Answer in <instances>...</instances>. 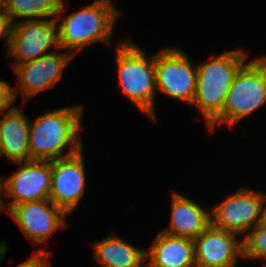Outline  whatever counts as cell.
I'll return each instance as SVG.
<instances>
[{"label":"cell","instance_id":"cell-17","mask_svg":"<svg viewBox=\"0 0 266 267\" xmlns=\"http://www.w3.org/2000/svg\"><path fill=\"white\" fill-rule=\"evenodd\" d=\"M94 260L101 267H146V250L112 232L91 243Z\"/></svg>","mask_w":266,"mask_h":267},{"label":"cell","instance_id":"cell-14","mask_svg":"<svg viewBox=\"0 0 266 267\" xmlns=\"http://www.w3.org/2000/svg\"><path fill=\"white\" fill-rule=\"evenodd\" d=\"M170 209L169 227L160 230L169 235L194 240L211 225L210 210L178 192H173Z\"/></svg>","mask_w":266,"mask_h":267},{"label":"cell","instance_id":"cell-13","mask_svg":"<svg viewBox=\"0 0 266 267\" xmlns=\"http://www.w3.org/2000/svg\"><path fill=\"white\" fill-rule=\"evenodd\" d=\"M238 234L210 225L194 242L196 267H237L243 257V239Z\"/></svg>","mask_w":266,"mask_h":267},{"label":"cell","instance_id":"cell-19","mask_svg":"<svg viewBox=\"0 0 266 267\" xmlns=\"http://www.w3.org/2000/svg\"><path fill=\"white\" fill-rule=\"evenodd\" d=\"M243 257L249 260H264L266 267V227L257 225L243 237Z\"/></svg>","mask_w":266,"mask_h":267},{"label":"cell","instance_id":"cell-10","mask_svg":"<svg viewBox=\"0 0 266 267\" xmlns=\"http://www.w3.org/2000/svg\"><path fill=\"white\" fill-rule=\"evenodd\" d=\"M61 50H52V53L13 68L18 81L17 89L12 87L14 100L18 97L16 90H19L23 104H26L32 97L57 85L74 57L68 51L60 53Z\"/></svg>","mask_w":266,"mask_h":267},{"label":"cell","instance_id":"cell-7","mask_svg":"<svg viewBox=\"0 0 266 267\" xmlns=\"http://www.w3.org/2000/svg\"><path fill=\"white\" fill-rule=\"evenodd\" d=\"M59 50L55 19L21 20L12 24L7 56L13 58L12 68L34 61Z\"/></svg>","mask_w":266,"mask_h":267},{"label":"cell","instance_id":"cell-24","mask_svg":"<svg viewBox=\"0 0 266 267\" xmlns=\"http://www.w3.org/2000/svg\"><path fill=\"white\" fill-rule=\"evenodd\" d=\"M3 200L4 199H3V196H2V192H0V212L5 210L4 209V205H3V203L5 202V200L4 201Z\"/></svg>","mask_w":266,"mask_h":267},{"label":"cell","instance_id":"cell-20","mask_svg":"<svg viewBox=\"0 0 266 267\" xmlns=\"http://www.w3.org/2000/svg\"><path fill=\"white\" fill-rule=\"evenodd\" d=\"M45 249L46 248L44 247L32 253V256L29 259L18 264L17 267H47L51 265L50 264L51 253ZM5 254L6 252L4 251L0 253V265L2 262L1 260L3 259Z\"/></svg>","mask_w":266,"mask_h":267},{"label":"cell","instance_id":"cell-15","mask_svg":"<svg viewBox=\"0 0 266 267\" xmlns=\"http://www.w3.org/2000/svg\"><path fill=\"white\" fill-rule=\"evenodd\" d=\"M2 156L13 164L31 160L29 117L15 105L0 114V157Z\"/></svg>","mask_w":266,"mask_h":267},{"label":"cell","instance_id":"cell-2","mask_svg":"<svg viewBox=\"0 0 266 267\" xmlns=\"http://www.w3.org/2000/svg\"><path fill=\"white\" fill-rule=\"evenodd\" d=\"M65 1L62 0L55 18L59 47L62 51L76 56L84 47L95 43L113 46L114 25L122 14L116 4L94 0L91 4L81 7L82 9L63 17L67 9Z\"/></svg>","mask_w":266,"mask_h":267},{"label":"cell","instance_id":"cell-26","mask_svg":"<svg viewBox=\"0 0 266 267\" xmlns=\"http://www.w3.org/2000/svg\"><path fill=\"white\" fill-rule=\"evenodd\" d=\"M4 0H0V7L3 6Z\"/></svg>","mask_w":266,"mask_h":267},{"label":"cell","instance_id":"cell-27","mask_svg":"<svg viewBox=\"0 0 266 267\" xmlns=\"http://www.w3.org/2000/svg\"><path fill=\"white\" fill-rule=\"evenodd\" d=\"M103 1H107V2L113 3V1H112V0H103Z\"/></svg>","mask_w":266,"mask_h":267},{"label":"cell","instance_id":"cell-6","mask_svg":"<svg viewBox=\"0 0 266 267\" xmlns=\"http://www.w3.org/2000/svg\"><path fill=\"white\" fill-rule=\"evenodd\" d=\"M189 59V55L177 47L169 46L155 53L157 94H164L188 105L193 104L197 66Z\"/></svg>","mask_w":266,"mask_h":267},{"label":"cell","instance_id":"cell-9","mask_svg":"<svg viewBox=\"0 0 266 267\" xmlns=\"http://www.w3.org/2000/svg\"><path fill=\"white\" fill-rule=\"evenodd\" d=\"M265 194L243 187L210 209L211 225L242 238L259 223Z\"/></svg>","mask_w":266,"mask_h":267},{"label":"cell","instance_id":"cell-16","mask_svg":"<svg viewBox=\"0 0 266 267\" xmlns=\"http://www.w3.org/2000/svg\"><path fill=\"white\" fill-rule=\"evenodd\" d=\"M147 249L146 267H196L192 239L160 231Z\"/></svg>","mask_w":266,"mask_h":267},{"label":"cell","instance_id":"cell-22","mask_svg":"<svg viewBox=\"0 0 266 267\" xmlns=\"http://www.w3.org/2000/svg\"><path fill=\"white\" fill-rule=\"evenodd\" d=\"M12 23L4 11L3 6L0 7V39L5 38L4 42L6 47L9 44L10 33H11Z\"/></svg>","mask_w":266,"mask_h":267},{"label":"cell","instance_id":"cell-4","mask_svg":"<svg viewBox=\"0 0 266 267\" xmlns=\"http://www.w3.org/2000/svg\"><path fill=\"white\" fill-rule=\"evenodd\" d=\"M247 58L246 51L238 48L196 65V93L191 106L201 112L206 126L223 111L229 89Z\"/></svg>","mask_w":266,"mask_h":267},{"label":"cell","instance_id":"cell-1","mask_svg":"<svg viewBox=\"0 0 266 267\" xmlns=\"http://www.w3.org/2000/svg\"><path fill=\"white\" fill-rule=\"evenodd\" d=\"M83 108L81 105L62 107L29 120L30 159L52 161L81 151Z\"/></svg>","mask_w":266,"mask_h":267},{"label":"cell","instance_id":"cell-12","mask_svg":"<svg viewBox=\"0 0 266 267\" xmlns=\"http://www.w3.org/2000/svg\"><path fill=\"white\" fill-rule=\"evenodd\" d=\"M78 153L51 161L52 183L49 200L68 215L75 210L86 188L85 158Z\"/></svg>","mask_w":266,"mask_h":267},{"label":"cell","instance_id":"cell-5","mask_svg":"<svg viewBox=\"0 0 266 267\" xmlns=\"http://www.w3.org/2000/svg\"><path fill=\"white\" fill-rule=\"evenodd\" d=\"M237 73L226 96L223 111L207 126L233 127L266 104V55L250 59Z\"/></svg>","mask_w":266,"mask_h":267},{"label":"cell","instance_id":"cell-3","mask_svg":"<svg viewBox=\"0 0 266 267\" xmlns=\"http://www.w3.org/2000/svg\"><path fill=\"white\" fill-rule=\"evenodd\" d=\"M115 47L118 88L150 121L157 122L155 54L147 56L132 39L119 40Z\"/></svg>","mask_w":266,"mask_h":267},{"label":"cell","instance_id":"cell-23","mask_svg":"<svg viewBox=\"0 0 266 267\" xmlns=\"http://www.w3.org/2000/svg\"><path fill=\"white\" fill-rule=\"evenodd\" d=\"M258 225L266 227V193L260 209V218Z\"/></svg>","mask_w":266,"mask_h":267},{"label":"cell","instance_id":"cell-8","mask_svg":"<svg viewBox=\"0 0 266 267\" xmlns=\"http://www.w3.org/2000/svg\"><path fill=\"white\" fill-rule=\"evenodd\" d=\"M19 168L9 177L1 176L2 195L12 199L3 203L8 212L13 206L49 199L52 183L51 161L30 160L16 162Z\"/></svg>","mask_w":266,"mask_h":267},{"label":"cell","instance_id":"cell-21","mask_svg":"<svg viewBox=\"0 0 266 267\" xmlns=\"http://www.w3.org/2000/svg\"><path fill=\"white\" fill-rule=\"evenodd\" d=\"M12 86L0 79V114L9 111L14 105Z\"/></svg>","mask_w":266,"mask_h":267},{"label":"cell","instance_id":"cell-25","mask_svg":"<svg viewBox=\"0 0 266 267\" xmlns=\"http://www.w3.org/2000/svg\"><path fill=\"white\" fill-rule=\"evenodd\" d=\"M0 192H2L1 176H0Z\"/></svg>","mask_w":266,"mask_h":267},{"label":"cell","instance_id":"cell-18","mask_svg":"<svg viewBox=\"0 0 266 267\" xmlns=\"http://www.w3.org/2000/svg\"><path fill=\"white\" fill-rule=\"evenodd\" d=\"M62 0H4L3 9L10 22L16 19H55Z\"/></svg>","mask_w":266,"mask_h":267},{"label":"cell","instance_id":"cell-11","mask_svg":"<svg viewBox=\"0 0 266 267\" xmlns=\"http://www.w3.org/2000/svg\"><path fill=\"white\" fill-rule=\"evenodd\" d=\"M7 214L35 246L46 243L53 232L67 228L66 218L69 216L49 199L15 205Z\"/></svg>","mask_w":266,"mask_h":267}]
</instances>
